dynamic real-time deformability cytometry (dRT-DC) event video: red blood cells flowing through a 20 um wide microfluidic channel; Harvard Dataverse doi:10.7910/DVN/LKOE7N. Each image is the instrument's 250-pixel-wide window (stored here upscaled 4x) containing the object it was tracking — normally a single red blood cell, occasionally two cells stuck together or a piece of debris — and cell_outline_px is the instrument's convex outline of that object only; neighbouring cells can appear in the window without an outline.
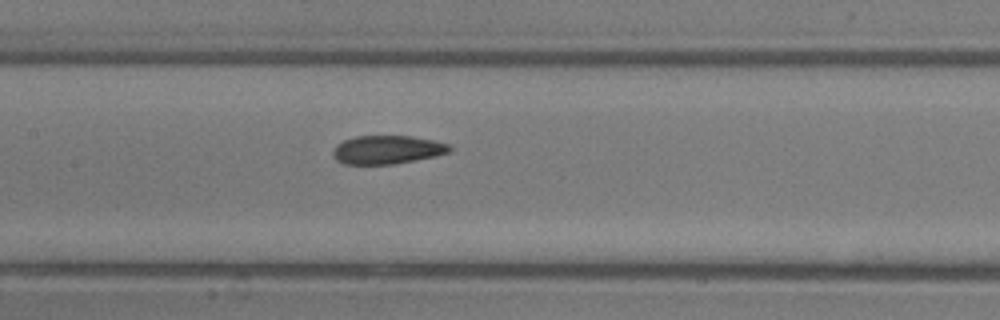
{"species": "common noctule bat (a hibernating species)", "species_latin": "Nyctalus noctula", "temperature_condition": "room temperature", "stored_images_in_passage": 7, "camera_frame_rate_fps": 3000, "um_per_image_px": 0.085, "animal": {"sex": "male", "body_mass_g": 13.3}, "frame": {"image": 1, "passage_image": 7, "time_ms": 8.0, "image_size_px": [1000, 320], "cell_outline_px": [[452, 152], [436, 156], [396, 164], [344, 164], [336, 160], [332, 156], [332, 152], [336, 144], [344, 140], [356, 136], [412, 136], [432, 140], [448, 144], [452, 148]], "centroid_in_image_um": [32.91, 12.73], "position_along_channel_um": 174.5, "area_um2": 19.54}}